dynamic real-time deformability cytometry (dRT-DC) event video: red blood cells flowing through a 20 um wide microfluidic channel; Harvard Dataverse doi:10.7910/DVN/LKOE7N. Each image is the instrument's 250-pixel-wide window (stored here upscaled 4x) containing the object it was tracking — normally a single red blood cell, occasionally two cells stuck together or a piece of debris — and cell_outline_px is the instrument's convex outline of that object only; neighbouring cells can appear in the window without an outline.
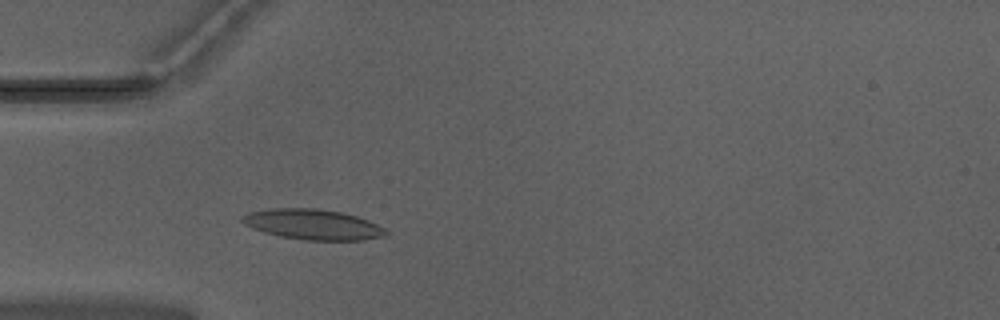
{"species": "Egyptian fruit bat (a non-hibernating species)", "species_latin": "Rousettus aegyptiacus", "temperature_condition": "warm", "stored_images_in_passage": 45, "camera_frame_rate_fps": 3000, "um_per_image_px": 0.085, "animal": {"sex": "male"}, "frame": {"image": 1, "passage_image": 9, "time_ms": 2.667, "image_size_px": [1000, 320], "cell_outline_px": [[388, 232], [384, 236], [360, 240], [304, 240], [280, 236], [264, 232], [252, 228], [244, 224], [240, 220], [240, 216], [248, 212], [272, 208], [316, 208], [340, 212], [356, 216], [368, 220], [384, 228]], "centroid_in_image_um": [26.54, 19.07], "position_along_channel_um": 58.5, "area_um2": 25.37}}
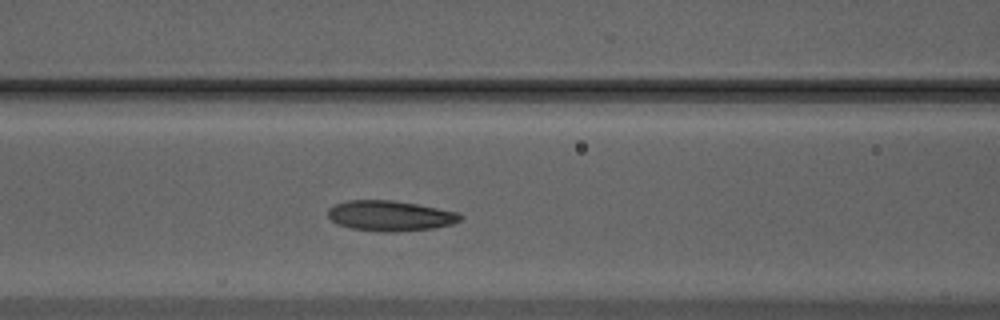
{"frame": {"image": 2, "passage_image": 15, "time_ms": 4.667, "image_size_px": [1000, 320], "cell_outline_px": [[464, 216], [460, 220], [452, 224], [432, 228], [396, 232], [376, 232], [352, 228], [336, 224], [328, 216], [328, 208], [336, 204], [348, 200], [392, 200], [416, 204], [456, 212]], "centroid_in_image_um": [33.13, 18.35], "position_along_channel_um": 133.5, "area_um2": 23.35}}
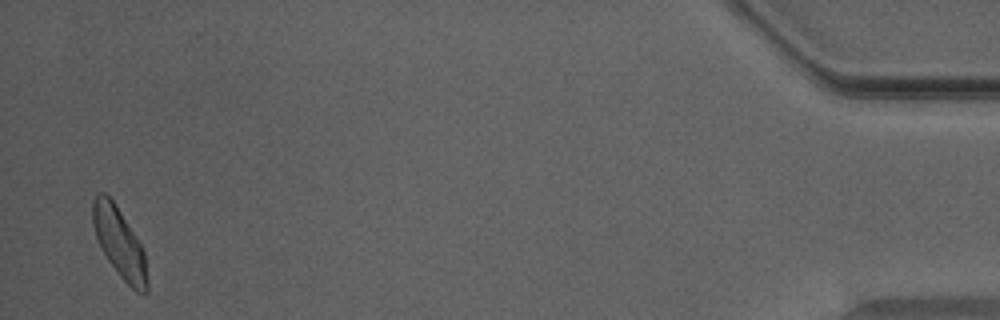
{"frame": {"image": 3, "passage_image": 44, "time_ms": 14.333, "image_size_px": [1000, 320], "cell_outline_px": [[148, 292], [144, 296], [136, 292], [120, 276], [108, 260], [100, 248], [92, 224], [92, 200], [100, 192], [104, 192], [112, 200], [144, 248], [148, 280]], "centroid_in_image_um": [10.17, 20.69], "position_along_channel_um": 425.0, "area_um2": 22.25}, "authors_computed_cell_mechanics": {"area_um2": 22.4842, "velocity_mm_per_s": 3.9405, "shape_relaxation_time_tau1_ms": 4.8306, "shape_relaxation_time_tau2_ms": 2.009, "deformation_change_tau1": 0.1352, "deformation_change_tau2": 0.0934}}